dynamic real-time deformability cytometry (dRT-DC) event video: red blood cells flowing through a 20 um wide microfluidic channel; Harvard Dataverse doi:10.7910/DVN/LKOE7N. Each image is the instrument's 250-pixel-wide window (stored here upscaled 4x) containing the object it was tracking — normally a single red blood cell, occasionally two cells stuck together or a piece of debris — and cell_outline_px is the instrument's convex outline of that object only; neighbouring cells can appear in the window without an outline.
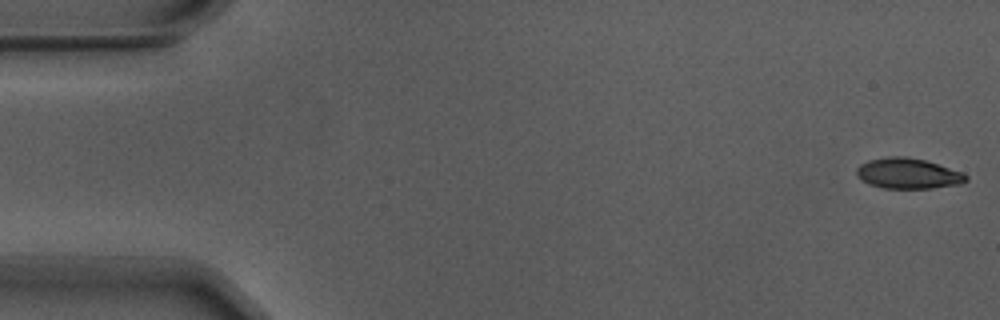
{"species": "Egyptian fruit bat (a non-hibernating species)", "species_latin": "Rousettus aegyptiacus", "temperature_condition": "warm", "stored_images_in_passage": 13, "camera_frame_rate_fps": 3000, "um_per_image_px": 0.085, "animal": {"sex": "male"}, "frame": {"image": 1, "passage_image": 1, "time_ms": 0.0, "image_size_px": [1000, 320], "cell_outline_px": [[968, 180], [960, 184], [932, 188], [884, 188], [868, 184], [856, 176], [856, 168], [860, 164], [868, 160], [888, 156], [904, 156], [924, 160], [964, 172], [968, 176]], "centroid_in_image_um": [77.17, 14.74], "position_along_channel_um": 7.8, "area_um2": 19.59}}